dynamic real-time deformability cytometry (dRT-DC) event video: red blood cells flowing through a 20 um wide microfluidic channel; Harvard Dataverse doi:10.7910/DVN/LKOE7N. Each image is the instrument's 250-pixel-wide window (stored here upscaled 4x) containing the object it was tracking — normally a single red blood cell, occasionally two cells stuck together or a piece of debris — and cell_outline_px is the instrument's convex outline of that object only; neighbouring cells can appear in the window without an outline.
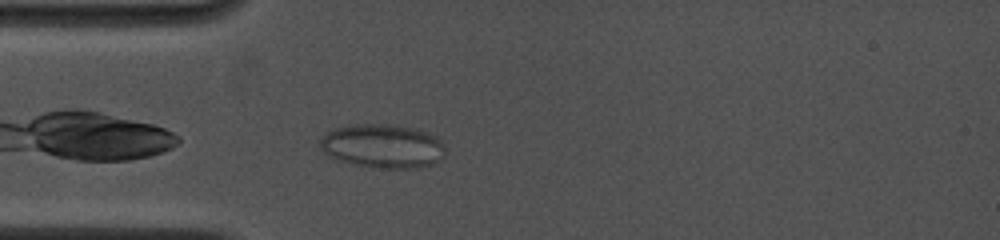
{"species": "common noctule bat (a hibernating species)", "species_latin": "Nyctalus noctula", "temperature_condition": "cold", "stored_images_in_passage": 29, "camera_frame_rate_fps": 4500, "um_per_image_px": 0.085, "animal": {"sex": "female", "body_mass_g": 19.0, "forearm_length_mm": 53.3}, "frame": {"image": 1, "passage_image": 2, "time_ms": 0.444, "image_size_px": [1000, 240], "cell_outline_px": [[444, 156], [440, 160], [432, 164], [416, 168], [376, 168], [352, 164], [328, 156], [324, 152], [316, 140], [324, 132], [336, 128], [352, 124], [388, 124], [416, 128], [428, 132], [436, 136], [444, 144]], "centroid_in_image_um": [32.49, 12.41], "position_along_channel_um": 52.5, "area_um2": 32.54}}
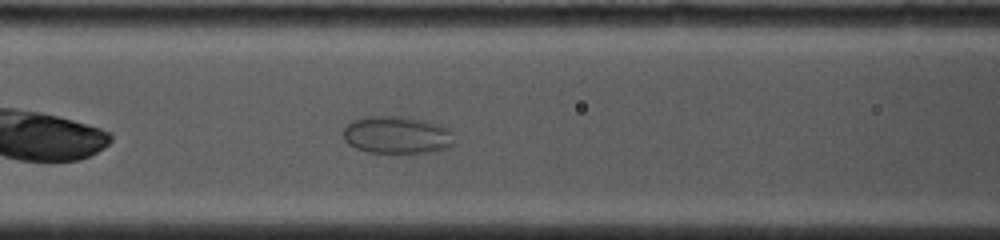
{"frame": {"image": 2, "passage_image": 8, "time_ms": 2.667, "image_size_px": [1000, 240], "cell_outline_px": [[456, 144], [448, 148], [432, 152], [368, 152], [356, 148], [348, 144], [344, 140], [340, 132], [352, 120], [368, 116], [384, 116], [420, 120], [440, 124], [452, 128]], "centroid_in_image_um": [33.77, 11.48], "position_along_channel_um": 132.8, "area_um2": 24.39}}
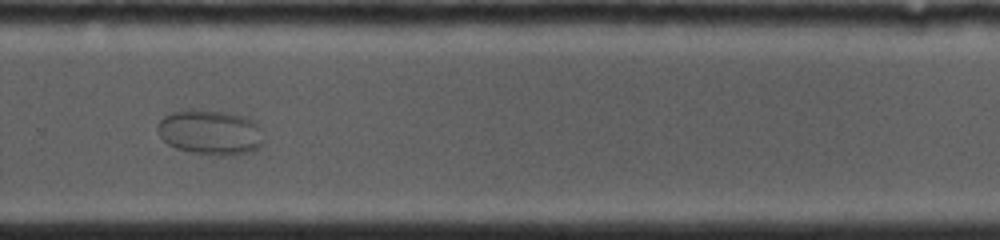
{"frame": {"image": 3, "passage_image": 20, "time_ms": 7.333, "image_size_px": [1000, 240], "cell_outline_px": [[264, 144], [260, 148], [252, 152], [236, 156], [216, 156], [192, 152], [176, 148], [168, 144], [160, 136], [156, 128], [160, 120], [164, 116], [172, 112], [192, 108], [200, 108], [224, 112], [244, 116], [252, 120], [256, 124], [264, 140]], "centroid_in_image_um": [17.88, 11.26], "position_along_channel_um": 311.9, "area_um2": 28.38}}